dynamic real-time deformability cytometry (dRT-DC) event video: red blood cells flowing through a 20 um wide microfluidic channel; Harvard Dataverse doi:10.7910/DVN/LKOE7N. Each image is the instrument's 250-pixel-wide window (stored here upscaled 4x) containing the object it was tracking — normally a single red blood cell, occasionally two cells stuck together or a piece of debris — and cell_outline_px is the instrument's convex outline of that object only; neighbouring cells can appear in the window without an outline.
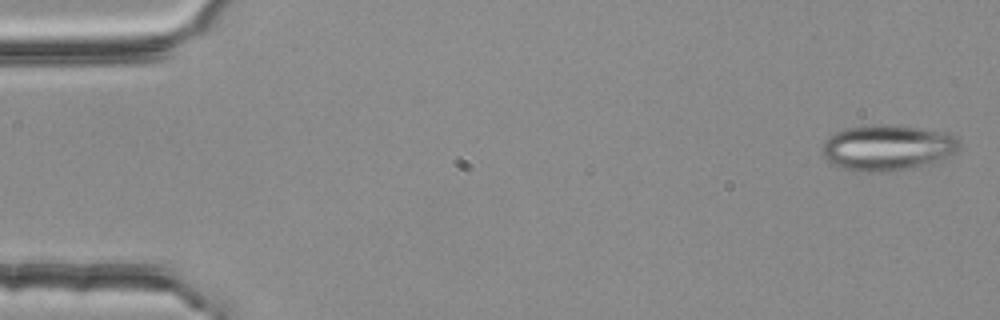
{"species": "common noctule bat (a hibernating species)", "species_latin": "Nyctalus noctula", "temperature_condition": "room temperature", "stored_images_in_passage": 54, "camera_frame_rate_fps": 3000, "um_per_image_px": 0.085, "animal": {"sex": "female", "body_mass_g": 25.1}, "frame": {"image": 1, "passage_image": 2, "time_ms": 0.333, "image_size_px": [1000, 320], "cell_outline_px": [[960, 144], [956, 152], [936, 160], [904, 168], [868, 172], [864, 172], [848, 168], [836, 164], [828, 160], [820, 152], [824, 140], [828, 136], [844, 128], [876, 124], [892, 124], [924, 128], [944, 132], [956, 136], [960, 140]], "centroid_in_image_um": [75.4, 12.49], "position_along_channel_um": 9.6, "area_um2": 35.89}}
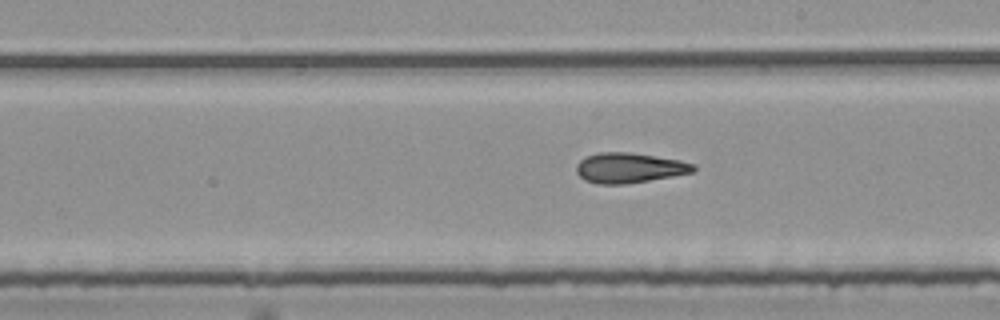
{"frame": {"image": 2, "passage_image": 31, "time_ms": 10.0, "image_size_px": [1000, 320], "cell_outline_px": [[696, 168], [692, 172], [672, 176], [624, 184], [596, 184], [584, 180], [576, 172], [576, 164], [584, 156], [600, 152], [628, 152], [656, 156], [680, 160], [696, 164]], "centroid_in_image_um": [53.45, 14.26], "position_along_channel_um": 235.5, "area_um2": 20.58}}
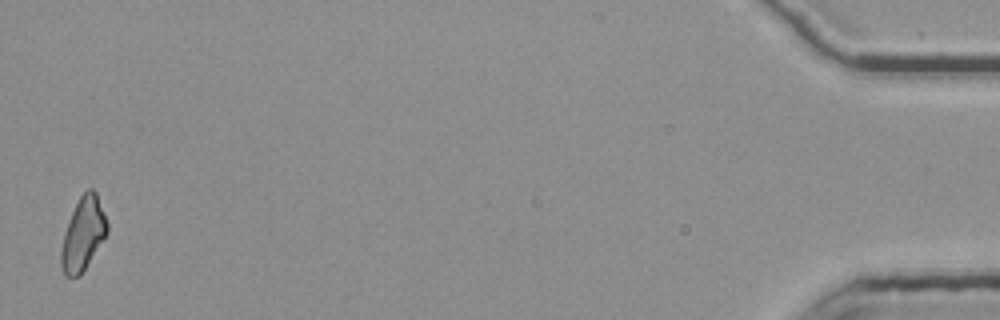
{"frame": {"image": 3, "passage_image": 54, "time_ms": 17.667, "image_size_px": [1000, 320], "cell_outline_px": [[108, 232], [80, 276], [64, 276], [60, 264], [60, 252], [64, 232], [72, 212], [80, 196], [88, 188], [92, 188], [96, 192], [108, 224]], "centroid_in_image_um": [7.05, 19.9], "position_along_channel_um": 428.2, "area_um2": 19.42}, "authors_computed_cell_mechanics": {"area_um2": 20.5479, "velocity_mm_per_s": 3.7746, "shape_relaxation_time_tau1_ms": null, "shape_relaxation_time_tau2_ms": 3.8909, "deformation_change_tau1": null, "deformation_change_tau2": 0.152}}